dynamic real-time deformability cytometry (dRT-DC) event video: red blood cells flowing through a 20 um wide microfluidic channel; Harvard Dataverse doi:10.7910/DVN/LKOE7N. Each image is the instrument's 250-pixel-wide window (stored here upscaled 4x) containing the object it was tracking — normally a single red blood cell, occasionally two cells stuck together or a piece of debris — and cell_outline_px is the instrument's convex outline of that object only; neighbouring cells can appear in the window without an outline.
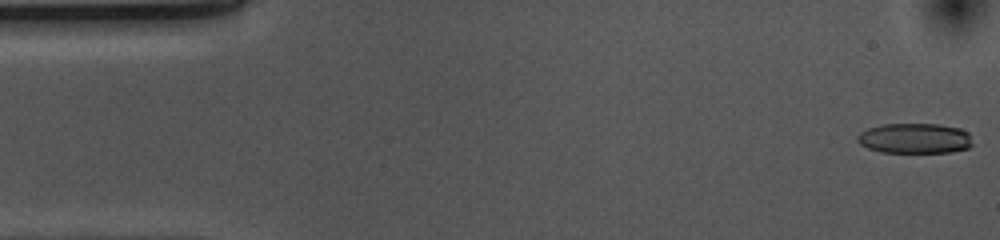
{"species": "common noctule bat (a hibernating species)", "species_latin": "Nyctalus noctula", "temperature_condition": "cold", "stored_images_in_passage": 53, "camera_frame_rate_fps": 3000, "um_per_image_px": 0.085, "animal": {"sex": "female", "body_mass_g": 10.0, "forearm_length_mm": 53.1}, "frame": {"image": 1, "passage_image": 1, "time_ms": 0.0, "image_size_px": [1000, 240], "cell_outline_px": [[972, 144], [968, 148], [952, 152], [880, 152], [868, 148], [860, 144], [856, 140], [856, 136], [860, 132], [868, 128], [884, 124], [940, 124], [960, 128], [968, 132]], "centroid_in_image_um": [77.74, 11.76], "position_along_channel_um": 7.3, "area_um2": 20.35}}
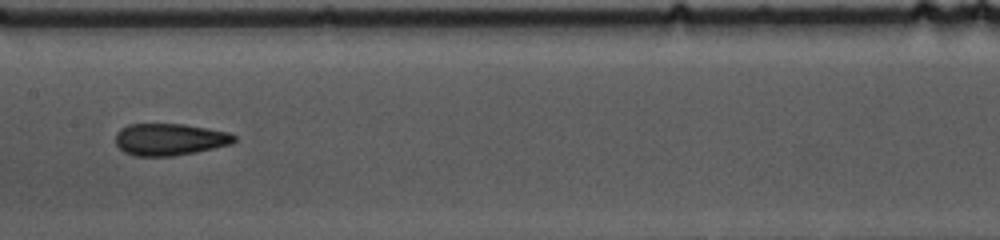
{"frame": {"image": 2, "passage_image": 25, "time_ms": 8.0, "image_size_px": [1000, 240], "cell_outline_px": [[236, 140], [232, 144], [196, 152], [172, 156], [136, 156], [124, 152], [116, 144], [116, 132], [120, 128], [128, 124], [184, 124], [208, 128], [228, 132], [236, 136]], "centroid_in_image_um": [14.42, 11.84], "position_along_channel_um": 193.0, "area_um2": 22.2}}
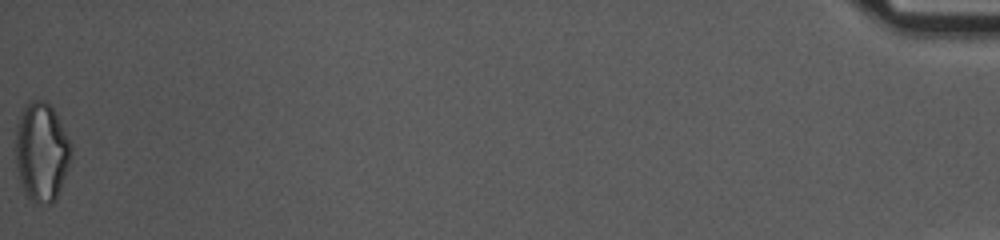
{"frame": {"image": 3, "passage_image": 53, "time_ms": 17.333, "image_size_px": [1000, 240], "cell_outline_px": [[72, 152], [68, 168], [56, 200], [52, 204], [40, 204], [32, 200], [28, 196], [20, 180], [16, 164], [16, 124], [20, 112], [28, 100], [44, 100], [56, 112], [72, 144]], "centroid_in_image_um": [3.55, 12.88], "position_along_channel_um": 431.7, "area_um2": 32.25}, "authors_computed_cell_mechanics": {"area_um2": 22.3686, "velocity_mm_per_s": 3.7104, "shape_relaxation_time_tau1_ms": 8.2574, "shape_relaxation_time_tau2_ms": 2.8155, "deformation_change_tau1": 0.179, "deformation_change_tau2": 0.113}}